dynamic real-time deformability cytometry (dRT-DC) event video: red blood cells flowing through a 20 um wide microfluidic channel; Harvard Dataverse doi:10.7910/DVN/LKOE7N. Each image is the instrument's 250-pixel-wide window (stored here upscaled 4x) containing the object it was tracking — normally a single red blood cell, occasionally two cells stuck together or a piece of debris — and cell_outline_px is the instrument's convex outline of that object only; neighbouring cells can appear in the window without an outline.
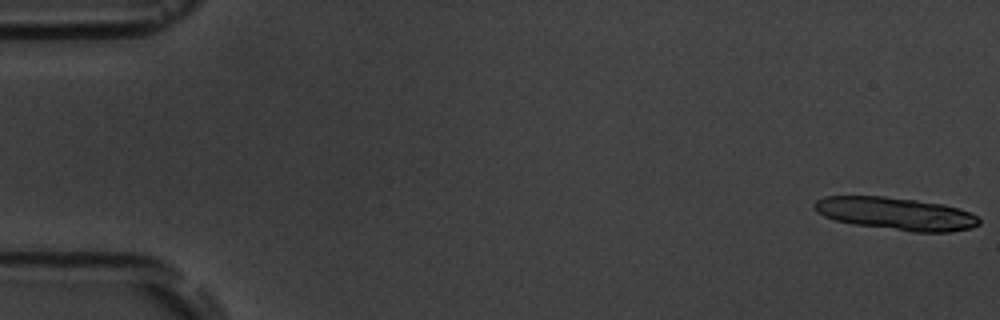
{"species": "common noctule bat (a hibernating species)", "species_latin": "Nyctalus noctula", "temperature_condition": "room temperature", "stored_images_in_passage": 7, "segment_of_instrument_passage": [1, 2], "camera_frame_rate_fps": 3000, "um_per_image_px": 0.085, "animal": {"sex": "male", "body_mass_g": 19.5, "forearm_length_mm": 54.6}, "frame": {"image": 1, "passage_image": 1, "time_ms": 0.0, "image_size_px": [1000, 320], "cell_outline_px": [[980, 224], [972, 228], [948, 232], [912, 232], [856, 224], [836, 220], [824, 216], [816, 212], [812, 204], [816, 200], [824, 196], [884, 196], [916, 200], [944, 204], [968, 212], [976, 216], [980, 220]], "centroid_in_image_um": [76.13, 18.16], "position_along_channel_um": 8.9, "area_um2": 31.27}}